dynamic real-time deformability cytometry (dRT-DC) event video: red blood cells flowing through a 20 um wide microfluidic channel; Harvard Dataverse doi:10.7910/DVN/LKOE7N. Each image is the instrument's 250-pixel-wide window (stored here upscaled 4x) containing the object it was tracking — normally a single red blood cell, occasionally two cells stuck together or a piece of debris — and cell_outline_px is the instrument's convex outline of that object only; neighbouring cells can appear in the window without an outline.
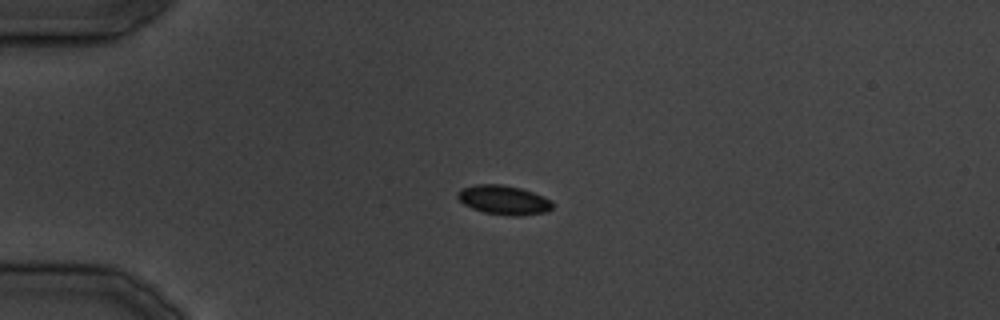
{"species": "common noctule bat (a hibernating species)", "species_latin": "Nyctalus noctula", "temperature_condition": "cold", "stored_images_in_passage": 27, "camera_frame_rate_fps": 3000, "um_per_image_px": 0.085, "animal": {"sex": "male", "body_mass_g": 19.5, "forearm_length_mm": 54.6}, "frame": {"image": 1, "passage_image": 4, "time_ms": 3.333, "image_size_px": [1000, 320], "cell_outline_px": [[552, 208], [544, 212], [484, 212], [472, 208], [464, 204], [456, 196], [456, 192], [460, 188], [476, 184], [500, 184], [520, 188], [544, 196], [552, 200]], "centroid_in_image_um": [42.73, 16.91], "position_along_channel_um": 42.3, "area_um2": 15.2}}
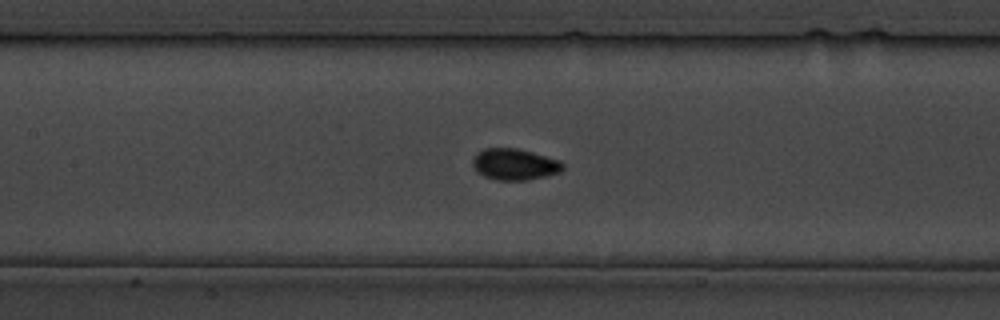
{"frame": {"image": 2, "passage_image": 12, "time_ms": 13.333, "image_size_px": [1000, 320], "cell_outline_px": [[564, 168], [560, 172], [544, 176], [524, 180], [496, 180], [484, 176], [472, 164], [472, 160], [476, 152], [484, 148], [516, 148], [532, 152], [560, 160], [564, 164]], "centroid_in_image_um": [43.74, 13.95], "position_along_channel_um": 163.7, "area_um2": 16.36}}
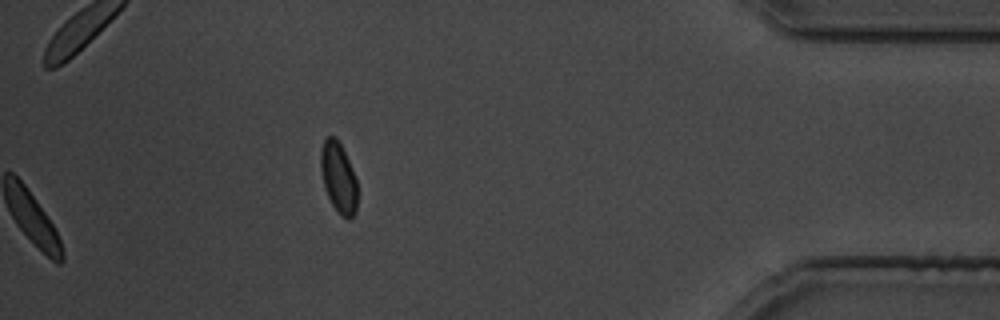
{"frame": {"image": 3, "passage_image": 27, "time_ms": 32.0, "image_size_px": [1000, 320], "cell_outline_px": [[356, 212], [348, 220], [340, 216], [332, 204], [324, 188], [320, 172], [320, 152], [324, 140], [328, 136], [336, 136], [356, 176]], "centroid_in_image_um": [28.75, 15.1], "position_along_channel_um": 406.5, "area_um2": 15.14}}